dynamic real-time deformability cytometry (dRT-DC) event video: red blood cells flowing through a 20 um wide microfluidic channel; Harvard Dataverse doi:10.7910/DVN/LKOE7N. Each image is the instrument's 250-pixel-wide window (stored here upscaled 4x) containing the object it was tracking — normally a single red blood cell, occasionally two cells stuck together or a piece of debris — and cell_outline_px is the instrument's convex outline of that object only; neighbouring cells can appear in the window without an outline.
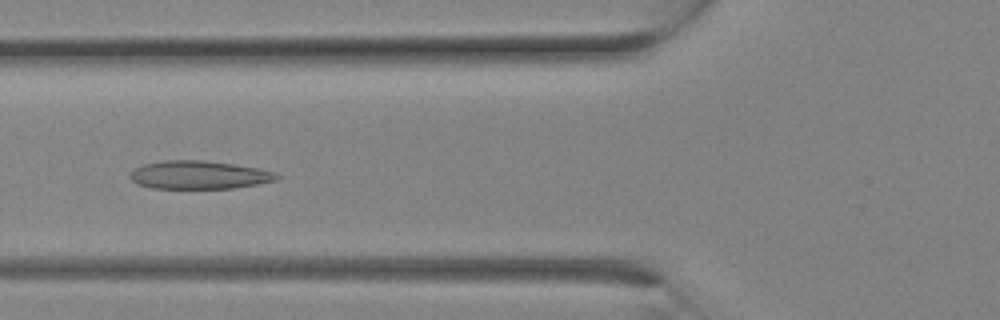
{"species": "Egyptian fruit bat (a non-hibernating species)", "species_latin": "Rousettus aegyptiacus", "temperature_condition": "room temperature", "stored_images_in_passage": 11, "camera_frame_rate_fps": 3000, "um_per_image_px": 0.085, "animal": {"sex": "female"}, "frame": {"image": 1, "passage_image": 10, "time_ms": 3.0, "image_size_px": [1000, 320], "cell_outline_px": [[280, 176], [276, 180], [256, 184], [232, 188], [152, 188], [136, 184], [128, 176], [136, 168], [144, 164], [164, 160], [200, 160], [236, 164], [256, 168], [272, 172]], "centroid_in_image_um": [16.87, 14.86], "position_along_channel_um": 108.9, "area_um2": 23.87}}